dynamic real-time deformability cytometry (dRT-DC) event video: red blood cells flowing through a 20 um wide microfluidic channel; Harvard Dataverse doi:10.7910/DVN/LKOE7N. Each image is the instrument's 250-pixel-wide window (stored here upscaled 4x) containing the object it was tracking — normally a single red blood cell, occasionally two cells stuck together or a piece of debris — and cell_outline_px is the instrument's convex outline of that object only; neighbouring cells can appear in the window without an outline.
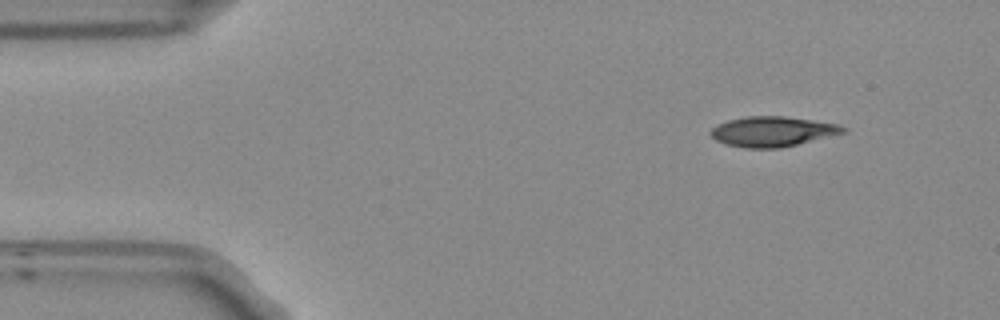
{"species": "Egyptian fruit bat (a non-hibernating species)", "species_latin": "Rousettus aegyptiacus", "temperature_condition": "room temperature", "stored_images_in_passage": 48, "camera_frame_rate_fps": 3000, "um_per_image_px": 0.085, "frame": {"image": 1, "passage_image": 1, "time_ms": 0.0, "image_size_px": [1000, 320], "cell_outline_px": [[848, 132], [780, 148], [744, 148], [728, 144], [716, 140], [708, 132], [716, 124], [728, 120], [748, 116], [784, 116], [812, 120], [836, 124], [848, 128]], "centroid_in_image_um": [65.66, 11.18], "position_along_channel_um": 19.3, "area_um2": 23.18}}
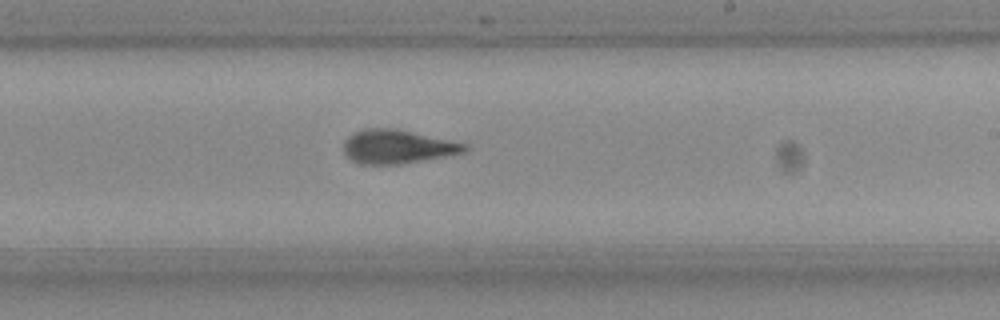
{"frame": {"image": 2, "passage_image": 26, "time_ms": 8.333, "image_size_px": [1000, 320], "cell_outline_px": [[472, 148], [464, 152], [444, 156], [400, 164], [360, 164], [352, 160], [344, 152], [344, 140], [352, 132], [364, 128], [400, 128], [468, 144]], "centroid_in_image_um": [33.79, 12.44], "position_along_channel_um": 255.2, "area_um2": 24.1}}
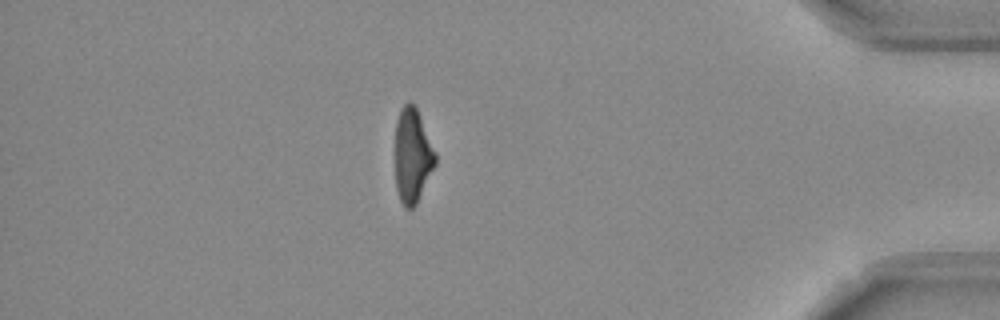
{"frame": {"image": 3, "passage_image": 41, "time_ms": 13.333, "image_size_px": [1000, 320], "cell_outline_px": [[436, 164], [416, 204], [412, 208], [404, 208], [400, 200], [396, 188], [396, 124], [400, 108], [408, 100], [416, 108], [420, 116], [436, 152]], "centroid_in_image_um": [35.06, 13.23], "position_along_channel_um": 400.1, "area_um2": 21.96}, "authors_computed_cell_mechanics": {"area_um2": 23.8136, "velocity_mm_per_s": 3.7797, "shape_relaxation_time_tau1_ms": 5.5017, "shape_relaxation_time_tau2_ms": 3.2537, "deformation_change_tau1": 0.1855, "deformation_change_tau2": 0.115}}